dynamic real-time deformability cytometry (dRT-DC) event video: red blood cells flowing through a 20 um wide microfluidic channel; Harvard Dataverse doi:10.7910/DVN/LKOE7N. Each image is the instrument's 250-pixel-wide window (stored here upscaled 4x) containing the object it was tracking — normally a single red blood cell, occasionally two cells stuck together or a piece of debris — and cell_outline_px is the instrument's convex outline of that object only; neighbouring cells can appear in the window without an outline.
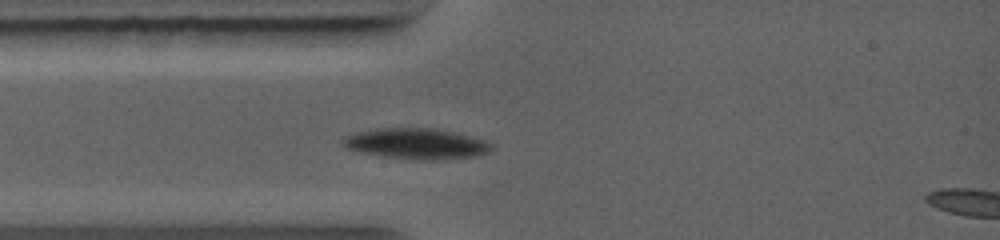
{"species": "common noctule bat (a hibernating species)", "species_latin": "Nyctalus noctula", "temperature_condition": "warm", "stored_images_in_passage": 2, "camera_frame_rate_fps": 5000, "um_per_image_px": 0.085, "animal": {"sex": "female", "body_mass_g": 19.0, "forearm_length_mm": 56.7}, "frame": {"image": 1, "passage_image": 2, "time_ms": 0.8, "image_size_px": [1000, 240], "cell_outline_px": [[492, 152], [480, 156], [444, 160], [408, 160], [380, 156], [360, 152], [348, 148], [340, 144], [340, 140], [348, 136], [360, 132], [384, 128], [428, 128], [452, 132], [484, 140], [492, 144]], "centroid_in_image_um": [35.43, 12.25], "position_along_channel_um": 49.6, "area_um2": 26.7}}